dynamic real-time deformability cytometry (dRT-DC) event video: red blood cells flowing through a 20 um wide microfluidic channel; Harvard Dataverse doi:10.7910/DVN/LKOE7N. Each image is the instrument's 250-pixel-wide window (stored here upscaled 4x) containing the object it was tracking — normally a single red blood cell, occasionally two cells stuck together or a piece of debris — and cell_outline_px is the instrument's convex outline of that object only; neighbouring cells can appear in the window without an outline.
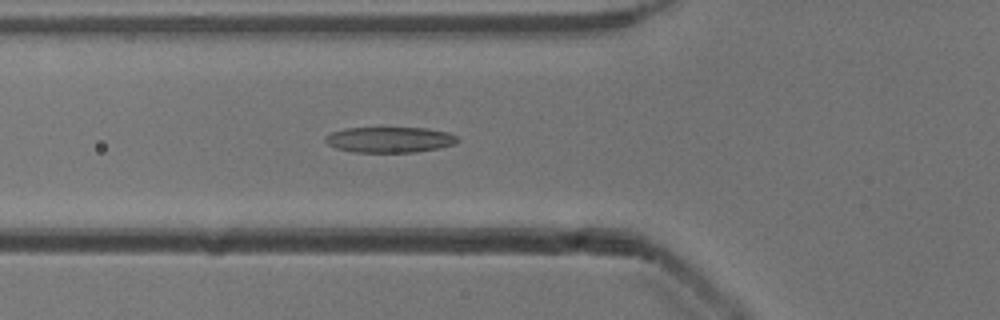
{"species": "common noctule bat (a hibernating species)", "species_latin": "Nyctalus noctula", "temperature_condition": "cold", "stored_images_in_passage": 53, "camera_frame_rate_fps": 3000, "um_per_image_px": 0.085, "animal": {"sex": "male", "body_mass_g": 13.3}, "frame": {"image": 1, "passage_image": 19, "time_ms": 6.0, "image_size_px": [1000, 320], "cell_outline_px": [[460, 140], [456, 144], [416, 152], [352, 152], [336, 148], [328, 144], [324, 140], [324, 136], [332, 132], [344, 128], [428, 128], [448, 132], [456, 136]], "centroid_in_image_um": [33.11, 11.87], "position_along_channel_um": 92.7, "area_um2": 19.83}}
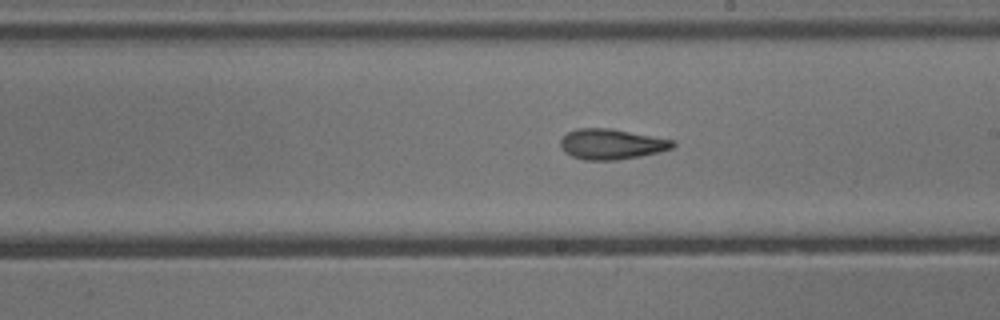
{"frame": {"image": 2, "passage_image": 30, "time_ms": 9.667, "image_size_px": [1000, 320], "cell_outline_px": [[676, 144], [672, 148], [660, 152], [640, 156], [616, 160], [584, 160], [572, 156], [564, 152], [560, 148], [560, 140], [568, 132], [576, 128], [612, 128], [672, 140]], "centroid_in_image_um": [51.94, 12.25], "position_along_channel_um": 237.1, "area_um2": 19.94}}
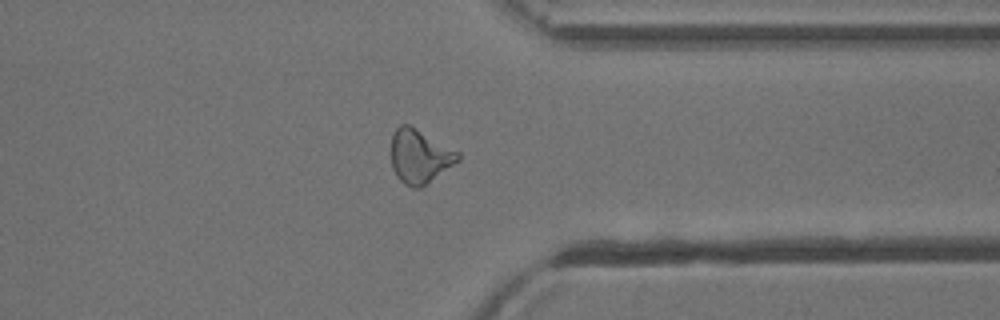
{"frame": {"image": 3, "passage_image": 41, "time_ms": 13.333, "image_size_px": [1000, 320], "cell_outline_px": [[460, 160], [420, 188], [412, 188], [404, 184], [396, 176], [392, 168], [392, 136], [396, 128], [400, 124], [408, 124], [460, 152]], "centroid_in_image_um": [35.67, 13.29], "position_along_channel_um": 375.7, "area_um2": 20.81}, "authors_computed_cell_mechanics": {"area_um2": 19.9988, "velocity_mm_per_s": 3.9035, "shape_relaxation_time_tau1_ms": 10.7185, "shape_relaxation_time_tau2_ms": 4.0471, "deformation_change_tau1": 0.2731, "deformation_change_tau2": 0.1362}}